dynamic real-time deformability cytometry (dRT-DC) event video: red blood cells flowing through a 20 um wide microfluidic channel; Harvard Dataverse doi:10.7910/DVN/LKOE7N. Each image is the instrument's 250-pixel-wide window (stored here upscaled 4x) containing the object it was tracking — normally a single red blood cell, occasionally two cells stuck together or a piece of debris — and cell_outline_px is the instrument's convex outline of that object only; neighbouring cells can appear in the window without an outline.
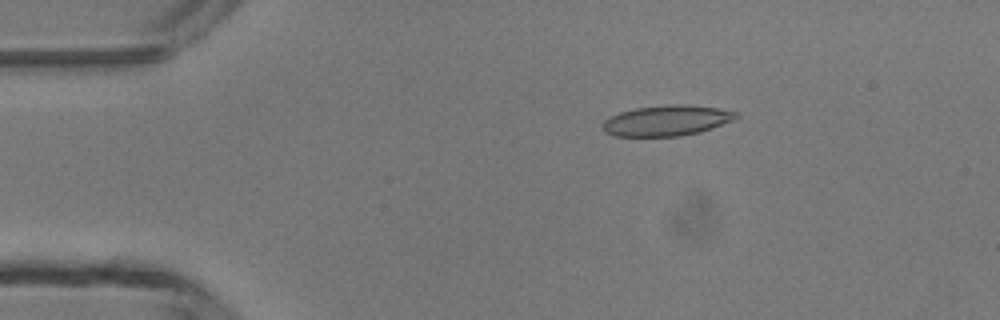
{"species": "common noctule bat (a hibernating species)", "species_latin": "Nyctalus noctula", "temperature_condition": "room temperature", "stored_images_in_passage": 46, "camera_frame_rate_fps": 3000, "um_per_image_px": 0.085, "animal": {"sex": "male", "body_mass_g": 13.3}, "frame": {"image": 1, "passage_image": 8, "time_ms": 2.333, "image_size_px": [1000, 320], "cell_outline_px": [[740, 116], [732, 120], [712, 128], [700, 132], [680, 136], [612, 136], [604, 132], [600, 128], [600, 124], [608, 116], [620, 112], [636, 108], [668, 104], [688, 104], [720, 108], [736, 112]], "centroid_in_image_um": [56.61, 10.24], "position_along_channel_um": 28.4, "area_um2": 24.1}}
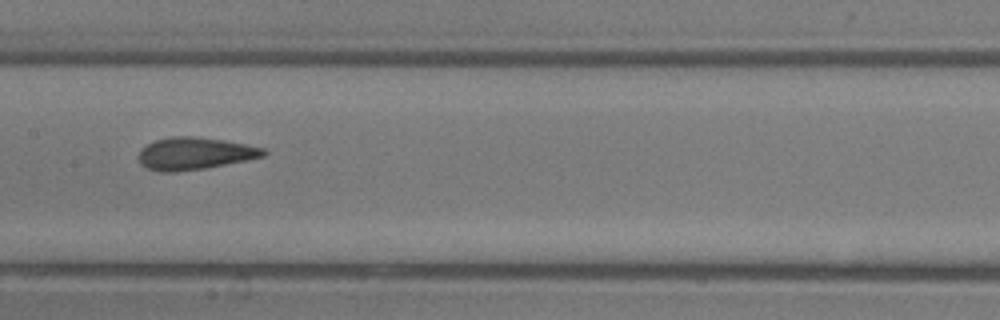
{"frame": {"image": 2, "passage_image": 23, "time_ms": 7.333, "image_size_px": [1000, 320], "cell_outline_px": [[268, 152], [264, 156], [204, 168], [176, 172], [160, 172], [148, 168], [140, 164], [140, 148], [156, 140], [172, 136], [192, 136], [224, 140], [264, 148]], "centroid_in_image_um": [16.53, 13.04], "position_along_channel_um": 190.9, "area_um2": 23.18}}
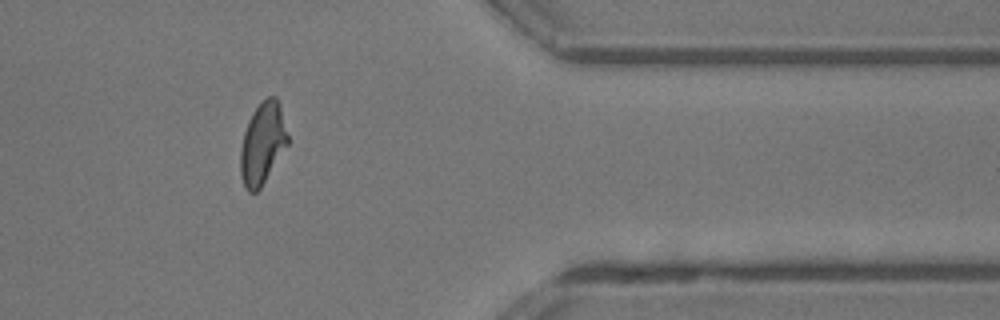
{"frame": {"image": 3, "passage_image": 38, "time_ms": 12.333, "image_size_px": [1000, 320], "cell_outline_px": [[288, 144], [260, 188], [256, 192], [248, 192], [240, 176], [240, 148], [244, 132], [248, 120], [252, 112], [268, 96], [276, 96], [280, 104], [288, 136]], "centroid_in_image_um": [22.3, 12.18], "position_along_channel_um": 389.1, "area_um2": 22.37}, "authors_computed_cell_mechanics": {"area_um2": 23.2356, "velocity_mm_per_s": 4.3984, "shape_relaxation_time_tau1_ms": 7.4184, "shape_relaxation_time_tau2_ms": 1.4445, "deformation_change_tau1": 0.2223, "deformation_change_tau2": 0.1013}}